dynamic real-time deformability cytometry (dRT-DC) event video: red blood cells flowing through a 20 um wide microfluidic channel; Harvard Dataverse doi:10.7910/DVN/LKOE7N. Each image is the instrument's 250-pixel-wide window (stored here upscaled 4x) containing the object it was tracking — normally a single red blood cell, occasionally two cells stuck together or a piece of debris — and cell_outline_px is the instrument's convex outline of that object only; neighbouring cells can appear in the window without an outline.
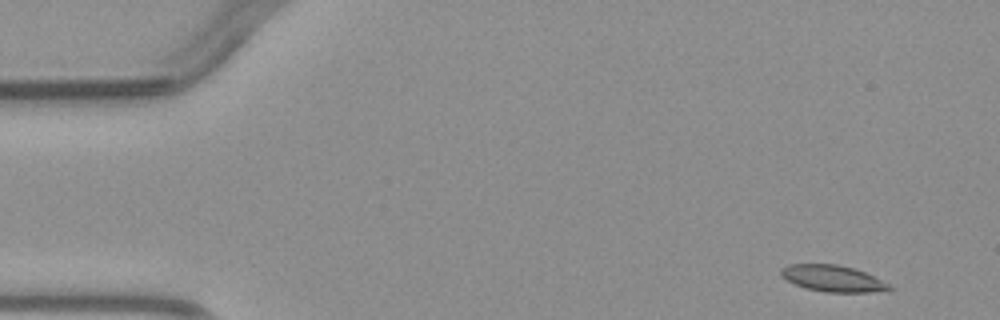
{"species": "common noctule bat (a hibernating species)", "species_latin": "Nyctalus noctula", "temperature_condition": "warm", "stored_images_in_passage": 6, "segment_of_instrument_passage": [1, 2], "camera_frame_rate_fps": 3000, "um_per_image_px": 0.085, "animal": {"sex": "male", "body_mass_g": 23.1, "forearm_length_mm": 52.7}, "frame": {"image": 1, "passage_image": 1, "time_ms": 0.0, "image_size_px": [1000, 320], "cell_outline_px": [[896, 288], [868, 292], [824, 292], [808, 288], [796, 284], [780, 276], [780, 268], [788, 264], [836, 264], [852, 268], [864, 272]], "centroid_in_image_um": [70.73, 23.66], "position_along_channel_um": 14.3, "area_um2": 16.36}}
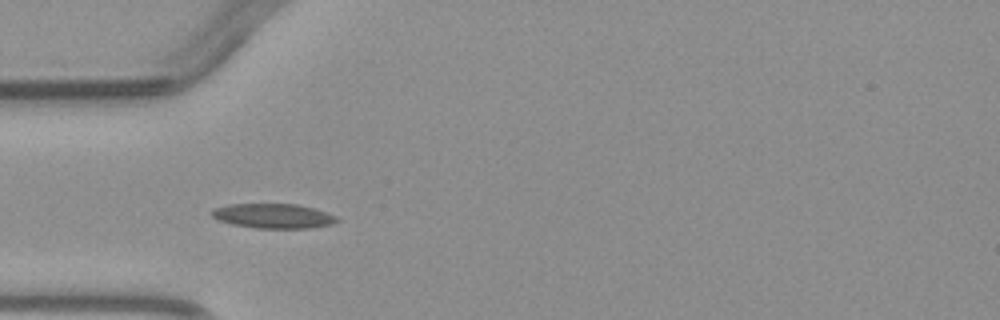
{"frame": {"image": 2, "passage_image": 4, "time_ms": 3.667, "image_size_px": [1000, 320], "cell_outline_px": [[340, 220], [332, 224], [308, 228], [256, 228], [232, 224], [216, 220], [208, 212], [212, 208], [228, 204], [296, 204], [312, 208], [336, 216]], "centroid_in_image_um": [23.15, 18.35], "position_along_channel_um": 61.9, "area_um2": 18.03}}
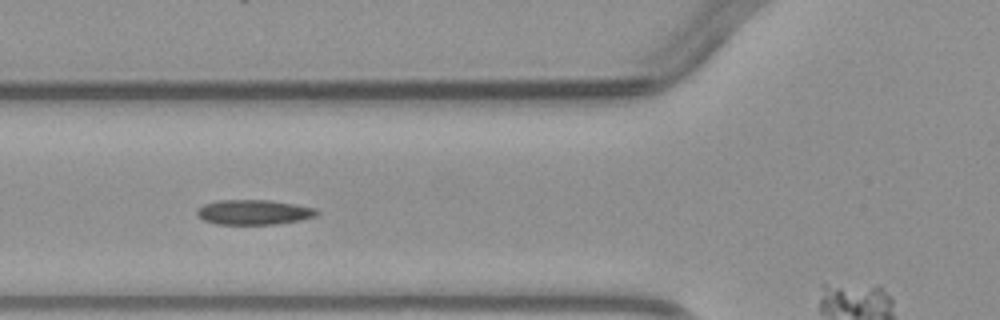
{"frame": {"image": 3, "passage_image": 5, "time_ms": 4.667, "image_size_px": [1000, 320], "cell_outline_px": [[320, 212], [316, 216], [300, 220], [276, 224], [216, 224], [204, 220], [196, 212], [196, 208], [204, 204], [220, 200], [272, 200], [296, 204], [316, 208]], "centroid_in_image_um": [21.6, 18.03], "position_along_channel_um": 104.2, "area_um2": 17.46}}